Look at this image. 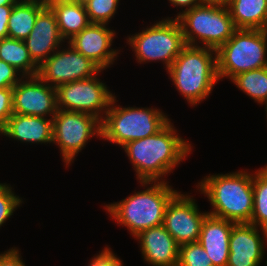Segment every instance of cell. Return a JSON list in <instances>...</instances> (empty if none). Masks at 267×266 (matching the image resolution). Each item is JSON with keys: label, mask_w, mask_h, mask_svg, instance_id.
Segmentation results:
<instances>
[{"label": "cell", "mask_w": 267, "mask_h": 266, "mask_svg": "<svg viewBox=\"0 0 267 266\" xmlns=\"http://www.w3.org/2000/svg\"><path fill=\"white\" fill-rule=\"evenodd\" d=\"M169 121L152 136L126 143L123 148L140 181H165L163 176L186 159L192 144L176 134Z\"/></svg>", "instance_id": "1"}, {"label": "cell", "mask_w": 267, "mask_h": 266, "mask_svg": "<svg viewBox=\"0 0 267 266\" xmlns=\"http://www.w3.org/2000/svg\"><path fill=\"white\" fill-rule=\"evenodd\" d=\"M210 201L209 215L235 223H250L253 212V174L239 170L204 177L196 185Z\"/></svg>", "instance_id": "2"}, {"label": "cell", "mask_w": 267, "mask_h": 266, "mask_svg": "<svg viewBox=\"0 0 267 266\" xmlns=\"http://www.w3.org/2000/svg\"><path fill=\"white\" fill-rule=\"evenodd\" d=\"M140 184L147 185L146 190L104 206L110 218L127 227L134 237L148 228L163 224L166 206L178 192L167 181H140Z\"/></svg>", "instance_id": "3"}, {"label": "cell", "mask_w": 267, "mask_h": 266, "mask_svg": "<svg viewBox=\"0 0 267 266\" xmlns=\"http://www.w3.org/2000/svg\"><path fill=\"white\" fill-rule=\"evenodd\" d=\"M167 72L178 92L185 97L190 106L198 105L207 99L219 81L217 51L207 47L186 45Z\"/></svg>", "instance_id": "4"}, {"label": "cell", "mask_w": 267, "mask_h": 266, "mask_svg": "<svg viewBox=\"0 0 267 266\" xmlns=\"http://www.w3.org/2000/svg\"><path fill=\"white\" fill-rule=\"evenodd\" d=\"M175 18L181 26L186 45L190 46H199V42L201 47L217 51L236 30L226 3L202 2L179 12Z\"/></svg>", "instance_id": "5"}, {"label": "cell", "mask_w": 267, "mask_h": 266, "mask_svg": "<svg viewBox=\"0 0 267 266\" xmlns=\"http://www.w3.org/2000/svg\"><path fill=\"white\" fill-rule=\"evenodd\" d=\"M116 102L114 95L109 109L101 121L100 138L119 146L152 136L170 121L160 109L121 107L115 104Z\"/></svg>", "instance_id": "6"}, {"label": "cell", "mask_w": 267, "mask_h": 266, "mask_svg": "<svg viewBox=\"0 0 267 266\" xmlns=\"http://www.w3.org/2000/svg\"><path fill=\"white\" fill-rule=\"evenodd\" d=\"M267 67V33L265 30L236 29L217 50V74L233 79L250 70Z\"/></svg>", "instance_id": "7"}, {"label": "cell", "mask_w": 267, "mask_h": 266, "mask_svg": "<svg viewBox=\"0 0 267 266\" xmlns=\"http://www.w3.org/2000/svg\"><path fill=\"white\" fill-rule=\"evenodd\" d=\"M128 43L138 63L162 61L166 70L186 46L181 26L176 18L167 17L147 26L146 30L128 36Z\"/></svg>", "instance_id": "8"}, {"label": "cell", "mask_w": 267, "mask_h": 266, "mask_svg": "<svg viewBox=\"0 0 267 266\" xmlns=\"http://www.w3.org/2000/svg\"><path fill=\"white\" fill-rule=\"evenodd\" d=\"M95 135L101 137V121L93 115L58 109L53 117L52 143L59 147L66 167Z\"/></svg>", "instance_id": "9"}, {"label": "cell", "mask_w": 267, "mask_h": 266, "mask_svg": "<svg viewBox=\"0 0 267 266\" xmlns=\"http://www.w3.org/2000/svg\"><path fill=\"white\" fill-rule=\"evenodd\" d=\"M97 75L58 86L57 109L87 113L102 121L105 116L103 113L108 111L114 94Z\"/></svg>", "instance_id": "10"}, {"label": "cell", "mask_w": 267, "mask_h": 266, "mask_svg": "<svg viewBox=\"0 0 267 266\" xmlns=\"http://www.w3.org/2000/svg\"><path fill=\"white\" fill-rule=\"evenodd\" d=\"M67 46V49H57L38 67L37 76L53 88L91 78L102 71L70 44Z\"/></svg>", "instance_id": "11"}, {"label": "cell", "mask_w": 267, "mask_h": 266, "mask_svg": "<svg viewBox=\"0 0 267 266\" xmlns=\"http://www.w3.org/2000/svg\"><path fill=\"white\" fill-rule=\"evenodd\" d=\"M207 215L208 212H199L193 196L178 191L166 206L163 226L179 246L198 242Z\"/></svg>", "instance_id": "12"}, {"label": "cell", "mask_w": 267, "mask_h": 266, "mask_svg": "<svg viewBox=\"0 0 267 266\" xmlns=\"http://www.w3.org/2000/svg\"><path fill=\"white\" fill-rule=\"evenodd\" d=\"M25 79V80H24ZM13 113L53 118L57 112L56 88L37 75L23 76L13 87Z\"/></svg>", "instance_id": "13"}, {"label": "cell", "mask_w": 267, "mask_h": 266, "mask_svg": "<svg viewBox=\"0 0 267 266\" xmlns=\"http://www.w3.org/2000/svg\"><path fill=\"white\" fill-rule=\"evenodd\" d=\"M265 243L267 244L266 229L250 223H235L229 238L226 266H259L264 256Z\"/></svg>", "instance_id": "14"}, {"label": "cell", "mask_w": 267, "mask_h": 266, "mask_svg": "<svg viewBox=\"0 0 267 266\" xmlns=\"http://www.w3.org/2000/svg\"><path fill=\"white\" fill-rule=\"evenodd\" d=\"M106 25L90 23L80 33L68 40V44L90 59L102 71L110 67L119 54L118 49L111 48L116 32L107 28Z\"/></svg>", "instance_id": "15"}, {"label": "cell", "mask_w": 267, "mask_h": 266, "mask_svg": "<svg viewBox=\"0 0 267 266\" xmlns=\"http://www.w3.org/2000/svg\"><path fill=\"white\" fill-rule=\"evenodd\" d=\"M56 17L49 7H45L37 16L31 33L24 40L29 55L39 67L64 42Z\"/></svg>", "instance_id": "16"}, {"label": "cell", "mask_w": 267, "mask_h": 266, "mask_svg": "<svg viewBox=\"0 0 267 266\" xmlns=\"http://www.w3.org/2000/svg\"><path fill=\"white\" fill-rule=\"evenodd\" d=\"M135 239L140 243L144 262L152 266L178 264L179 245L163 224L140 232Z\"/></svg>", "instance_id": "17"}, {"label": "cell", "mask_w": 267, "mask_h": 266, "mask_svg": "<svg viewBox=\"0 0 267 266\" xmlns=\"http://www.w3.org/2000/svg\"><path fill=\"white\" fill-rule=\"evenodd\" d=\"M235 222L207 215L203 220L198 242L209 255L213 266H226L229 238Z\"/></svg>", "instance_id": "18"}, {"label": "cell", "mask_w": 267, "mask_h": 266, "mask_svg": "<svg viewBox=\"0 0 267 266\" xmlns=\"http://www.w3.org/2000/svg\"><path fill=\"white\" fill-rule=\"evenodd\" d=\"M26 143H52L53 118L13 113L0 135Z\"/></svg>", "instance_id": "19"}, {"label": "cell", "mask_w": 267, "mask_h": 266, "mask_svg": "<svg viewBox=\"0 0 267 266\" xmlns=\"http://www.w3.org/2000/svg\"><path fill=\"white\" fill-rule=\"evenodd\" d=\"M226 5L236 29H266L267 0H228Z\"/></svg>", "instance_id": "20"}, {"label": "cell", "mask_w": 267, "mask_h": 266, "mask_svg": "<svg viewBox=\"0 0 267 266\" xmlns=\"http://www.w3.org/2000/svg\"><path fill=\"white\" fill-rule=\"evenodd\" d=\"M48 7L56 17L60 34L64 40H70L91 23L83 4L66 1L56 2Z\"/></svg>", "instance_id": "21"}, {"label": "cell", "mask_w": 267, "mask_h": 266, "mask_svg": "<svg viewBox=\"0 0 267 266\" xmlns=\"http://www.w3.org/2000/svg\"><path fill=\"white\" fill-rule=\"evenodd\" d=\"M0 59L15 67L23 76L38 73V66L31 59L24 41L9 37L0 39Z\"/></svg>", "instance_id": "22"}, {"label": "cell", "mask_w": 267, "mask_h": 266, "mask_svg": "<svg viewBox=\"0 0 267 266\" xmlns=\"http://www.w3.org/2000/svg\"><path fill=\"white\" fill-rule=\"evenodd\" d=\"M44 8L42 5L15 3L8 20V37L24 41Z\"/></svg>", "instance_id": "23"}, {"label": "cell", "mask_w": 267, "mask_h": 266, "mask_svg": "<svg viewBox=\"0 0 267 266\" xmlns=\"http://www.w3.org/2000/svg\"><path fill=\"white\" fill-rule=\"evenodd\" d=\"M231 81L255 102L265 103L267 112V67L240 73Z\"/></svg>", "instance_id": "24"}, {"label": "cell", "mask_w": 267, "mask_h": 266, "mask_svg": "<svg viewBox=\"0 0 267 266\" xmlns=\"http://www.w3.org/2000/svg\"><path fill=\"white\" fill-rule=\"evenodd\" d=\"M250 224L267 230V165L253 174V212Z\"/></svg>", "instance_id": "25"}, {"label": "cell", "mask_w": 267, "mask_h": 266, "mask_svg": "<svg viewBox=\"0 0 267 266\" xmlns=\"http://www.w3.org/2000/svg\"><path fill=\"white\" fill-rule=\"evenodd\" d=\"M120 0H89L84 4L91 23L109 24Z\"/></svg>", "instance_id": "26"}, {"label": "cell", "mask_w": 267, "mask_h": 266, "mask_svg": "<svg viewBox=\"0 0 267 266\" xmlns=\"http://www.w3.org/2000/svg\"><path fill=\"white\" fill-rule=\"evenodd\" d=\"M179 266H213V263L200 245L199 242H193L179 246Z\"/></svg>", "instance_id": "27"}, {"label": "cell", "mask_w": 267, "mask_h": 266, "mask_svg": "<svg viewBox=\"0 0 267 266\" xmlns=\"http://www.w3.org/2000/svg\"><path fill=\"white\" fill-rule=\"evenodd\" d=\"M22 198L15 195L12 187L6 183H0V227L11 218L17 207L22 204Z\"/></svg>", "instance_id": "28"}, {"label": "cell", "mask_w": 267, "mask_h": 266, "mask_svg": "<svg viewBox=\"0 0 267 266\" xmlns=\"http://www.w3.org/2000/svg\"><path fill=\"white\" fill-rule=\"evenodd\" d=\"M13 88H0V131L13 115Z\"/></svg>", "instance_id": "29"}, {"label": "cell", "mask_w": 267, "mask_h": 266, "mask_svg": "<svg viewBox=\"0 0 267 266\" xmlns=\"http://www.w3.org/2000/svg\"><path fill=\"white\" fill-rule=\"evenodd\" d=\"M19 73L21 74L15 67L0 59V88H13L23 79V75Z\"/></svg>", "instance_id": "30"}, {"label": "cell", "mask_w": 267, "mask_h": 266, "mask_svg": "<svg viewBox=\"0 0 267 266\" xmlns=\"http://www.w3.org/2000/svg\"><path fill=\"white\" fill-rule=\"evenodd\" d=\"M88 266H123V263L109 247H105L92 258Z\"/></svg>", "instance_id": "31"}, {"label": "cell", "mask_w": 267, "mask_h": 266, "mask_svg": "<svg viewBox=\"0 0 267 266\" xmlns=\"http://www.w3.org/2000/svg\"><path fill=\"white\" fill-rule=\"evenodd\" d=\"M16 248H11L0 254V266H25V263L21 259V253Z\"/></svg>", "instance_id": "32"}, {"label": "cell", "mask_w": 267, "mask_h": 266, "mask_svg": "<svg viewBox=\"0 0 267 266\" xmlns=\"http://www.w3.org/2000/svg\"><path fill=\"white\" fill-rule=\"evenodd\" d=\"M13 5L0 6V39L8 37V20Z\"/></svg>", "instance_id": "33"}, {"label": "cell", "mask_w": 267, "mask_h": 266, "mask_svg": "<svg viewBox=\"0 0 267 266\" xmlns=\"http://www.w3.org/2000/svg\"><path fill=\"white\" fill-rule=\"evenodd\" d=\"M169 3H171L175 7L178 6H180V8L186 7L185 10H182L183 12L193 8L194 6L201 4L202 0H169Z\"/></svg>", "instance_id": "34"}, {"label": "cell", "mask_w": 267, "mask_h": 266, "mask_svg": "<svg viewBox=\"0 0 267 266\" xmlns=\"http://www.w3.org/2000/svg\"><path fill=\"white\" fill-rule=\"evenodd\" d=\"M16 3L36 4L46 7V0H16Z\"/></svg>", "instance_id": "35"}, {"label": "cell", "mask_w": 267, "mask_h": 266, "mask_svg": "<svg viewBox=\"0 0 267 266\" xmlns=\"http://www.w3.org/2000/svg\"><path fill=\"white\" fill-rule=\"evenodd\" d=\"M16 0H0V6L4 5H14Z\"/></svg>", "instance_id": "36"}, {"label": "cell", "mask_w": 267, "mask_h": 266, "mask_svg": "<svg viewBox=\"0 0 267 266\" xmlns=\"http://www.w3.org/2000/svg\"><path fill=\"white\" fill-rule=\"evenodd\" d=\"M66 1H72L73 0H46V7H48L49 5L56 3V2H66Z\"/></svg>", "instance_id": "37"}, {"label": "cell", "mask_w": 267, "mask_h": 266, "mask_svg": "<svg viewBox=\"0 0 267 266\" xmlns=\"http://www.w3.org/2000/svg\"><path fill=\"white\" fill-rule=\"evenodd\" d=\"M228 0H202V2H219V3H226Z\"/></svg>", "instance_id": "38"}, {"label": "cell", "mask_w": 267, "mask_h": 266, "mask_svg": "<svg viewBox=\"0 0 267 266\" xmlns=\"http://www.w3.org/2000/svg\"><path fill=\"white\" fill-rule=\"evenodd\" d=\"M89 0H73V2H75V3H79V4H85V3H87Z\"/></svg>", "instance_id": "39"}]
</instances>
